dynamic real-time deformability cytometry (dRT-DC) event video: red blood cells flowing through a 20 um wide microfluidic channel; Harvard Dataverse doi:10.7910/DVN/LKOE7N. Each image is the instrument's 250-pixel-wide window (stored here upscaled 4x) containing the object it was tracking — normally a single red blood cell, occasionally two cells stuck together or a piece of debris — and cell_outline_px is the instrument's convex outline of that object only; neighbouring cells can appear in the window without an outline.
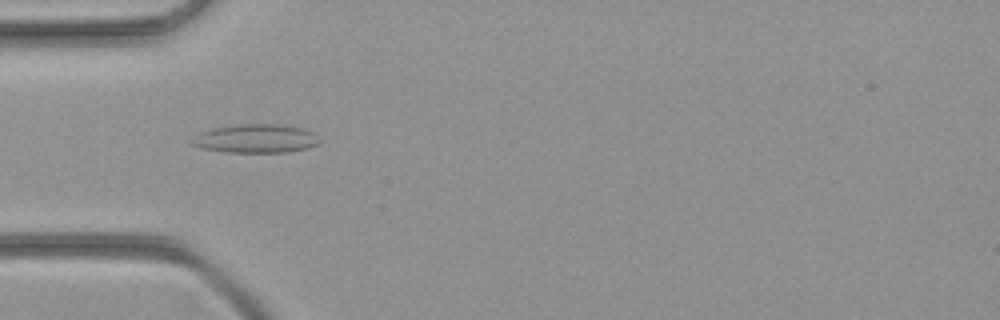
{"species": "common noctule bat (a hibernating species)", "species_latin": "Nyctalus noctula", "temperature_condition": "room temperature", "stored_images_in_passage": 37, "camera_frame_rate_fps": 3000, "um_per_image_px": 0.085, "animal": {"sex": "female", "body_mass_g": 21.9}, "frame": {"image": 1, "passage_image": 5, "time_ms": 1.333, "image_size_px": [1000, 320], "cell_outline_px": [[320, 140], [316, 144], [308, 148], [288, 152], [224, 152], [200, 148], [192, 144], [188, 140], [192, 136], [200, 132], [212, 128], [240, 124], [276, 124], [304, 128], [312, 132]], "centroid_in_image_um": [21.68, 11.78], "position_along_channel_um": 63.3, "area_um2": 21.44}}
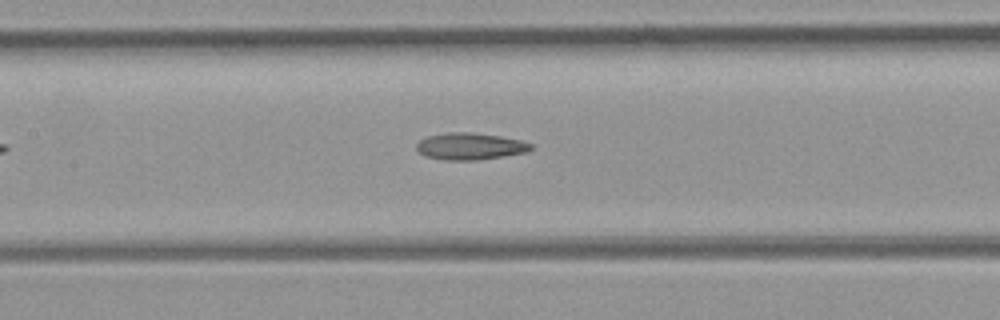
{"frame": {"image": 2, "passage_image": 12, "time_ms": 3.667, "image_size_px": [1000, 320], "cell_outline_px": [[532, 148], [528, 152], [476, 160], [444, 160], [424, 156], [416, 148], [416, 144], [420, 140], [428, 136], [452, 132], [468, 132], [500, 136], [520, 140], [532, 144]], "centroid_in_image_um": [39.95, 12.44], "position_along_channel_um": 167.5, "area_um2": 17.74}}
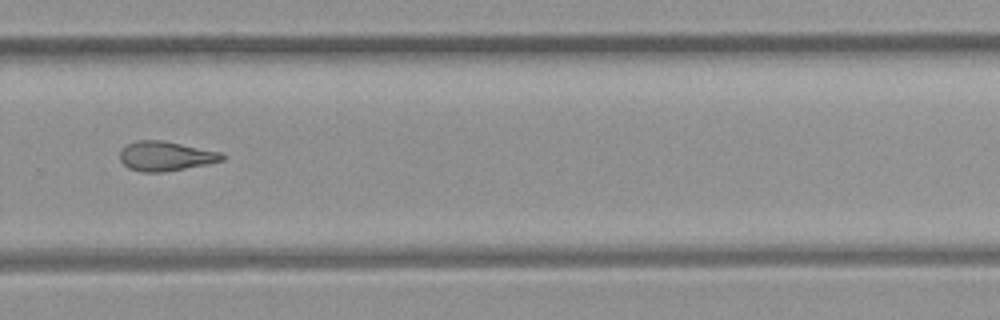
{"frame": {"image": 3, "passage_image": 22, "time_ms": 7.0, "image_size_px": [1000, 320], "cell_outline_px": [[228, 156], [224, 160], [164, 172], [144, 172], [128, 168], [120, 160], [120, 152], [128, 144], [136, 140], [160, 140], [220, 152]], "centroid_in_image_um": [14.07, 13.27], "position_along_channel_um": 315.7, "area_um2": 17.28}}